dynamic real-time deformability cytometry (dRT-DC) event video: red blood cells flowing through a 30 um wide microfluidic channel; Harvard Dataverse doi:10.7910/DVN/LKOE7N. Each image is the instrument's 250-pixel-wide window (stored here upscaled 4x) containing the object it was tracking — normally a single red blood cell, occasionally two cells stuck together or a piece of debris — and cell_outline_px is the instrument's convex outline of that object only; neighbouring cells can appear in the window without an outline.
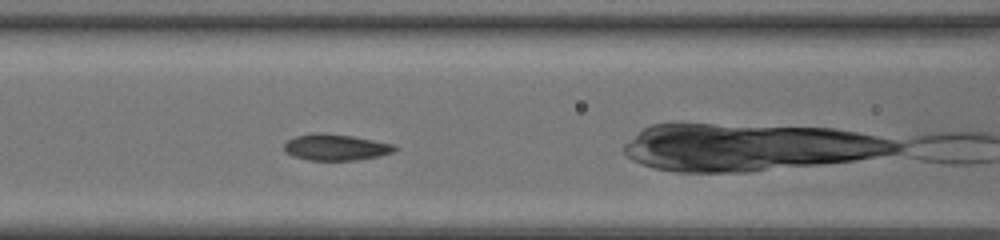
{"species": "common noctule bat (a hibernating species)", "species_latin": "Nyctalus noctula", "temperature_condition": "room temperature", "stored_images_in_passage": 11, "camera_frame_rate_fps": 3000, "um_per_image_px": 0.085, "animal": {"sex": "female", "body_mass_g": 20.0, "forearm_length_mm": 54.0}, "frame": {"image": 1, "passage_image": 7, "time_ms": 2.0, "image_size_px": [1000, 240], "cell_outline_px": [[400, 148], [392, 152], [380, 156], [352, 160], [308, 160], [292, 156], [284, 152], [284, 144], [288, 140], [296, 136], [316, 132], [320, 132], [352, 136], [396, 144]], "centroid_in_image_um": [28.55, 12.51], "position_along_channel_um": 138.1, "area_um2": 17.05}}